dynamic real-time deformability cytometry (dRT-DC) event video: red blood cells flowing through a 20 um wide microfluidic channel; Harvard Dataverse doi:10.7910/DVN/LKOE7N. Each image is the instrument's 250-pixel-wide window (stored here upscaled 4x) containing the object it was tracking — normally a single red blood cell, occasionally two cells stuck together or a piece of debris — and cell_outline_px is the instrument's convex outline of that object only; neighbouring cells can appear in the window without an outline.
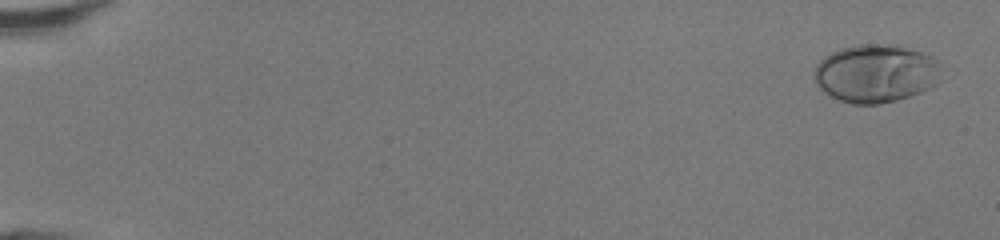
{"species": "human", "species_latin": "Homo sapiens", "temperature_condition": "room temperature", "stored_images_in_passage": 49, "camera_frame_rate_fps": 3000, "um_per_image_px": 0.085, "donor": {"sex": "female"}, "frame": {"image": 1, "passage_image": 2, "time_ms": 0.333, "image_size_px": [1000, 240], "cell_outline_px": [[936, 84], [920, 92], [896, 100], [880, 104], [852, 104], [840, 100], [824, 92], [816, 84], [812, 76], [812, 72], [816, 64], [824, 56], [840, 48], [856, 44], [904, 44], [932, 56], [936, 60]], "centroid_in_image_um": [74.36, 6.21], "position_along_channel_um": 10.6, "area_um2": 43.18}}
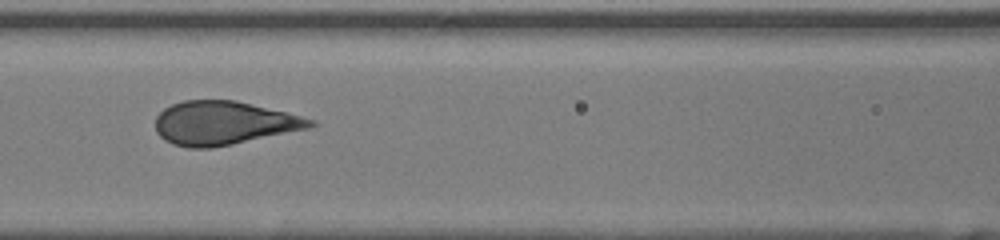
{"frame": {"image": 2, "passage_image": 24, "time_ms": 7.667, "image_size_px": [1000, 240], "cell_outline_px": [[316, 124], [312, 128], [212, 148], [188, 148], [172, 144], [164, 140], [156, 132], [156, 116], [164, 108], [172, 104], [184, 100], [236, 100], [316, 120]], "centroid_in_image_um": [19.0, 10.47], "position_along_channel_um": 147.6, "area_um2": 39.36}}
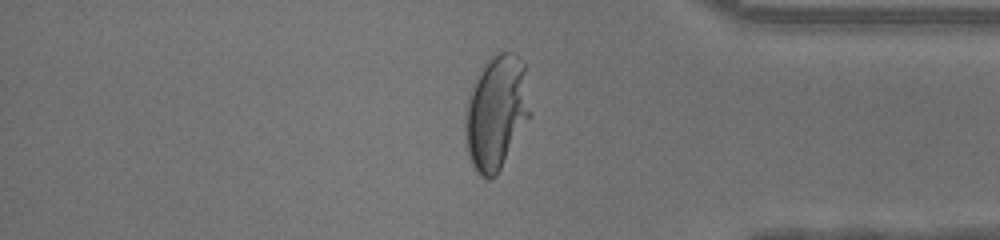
{"frame": {"image": 3, "passage_image": 42, "time_ms": 13.667, "image_size_px": [1000, 240], "cell_outline_px": [[532, 116], [496, 176], [492, 180], [488, 180], [480, 176], [476, 172], [468, 156], [464, 132], [464, 108], [468, 96], [476, 76], [488, 60], [492, 56], [500, 52], [516, 52], [524, 64], [532, 112]], "centroid_in_image_um": [42.19, 9.58], "position_along_channel_um": 393.0, "area_um2": 44.22}, "authors_computed_cell_mechanics": {"area_um2": 39.7664, "velocity_mm_per_s": 4.3167, "shape_relaxation_time_tau1_ms": 3.8828, "shape_relaxation_time_tau2_ms": null, "deformation_change_tau1": 0.2329, "deformation_change_tau2": null}}